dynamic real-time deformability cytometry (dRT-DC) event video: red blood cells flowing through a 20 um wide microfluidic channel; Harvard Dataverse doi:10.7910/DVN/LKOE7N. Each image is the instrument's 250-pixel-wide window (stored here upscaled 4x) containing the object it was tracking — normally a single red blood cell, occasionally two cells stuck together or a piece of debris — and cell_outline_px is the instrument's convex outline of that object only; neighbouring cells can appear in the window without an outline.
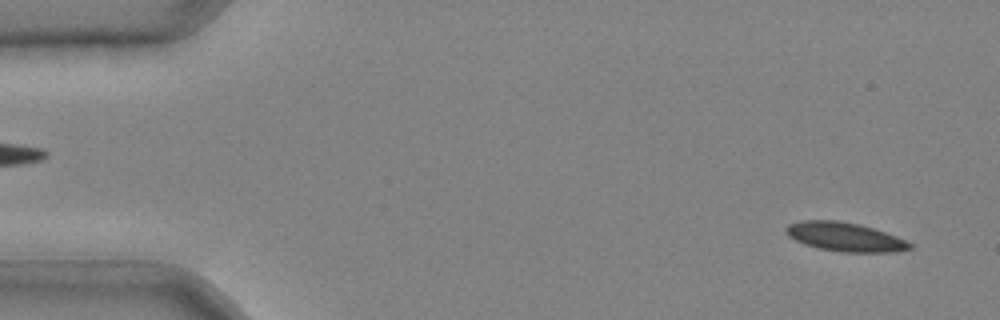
{"species": "common noctule bat (a hibernating species)", "species_latin": "Nyctalus noctula", "temperature_condition": "cold", "stored_images_in_passage": 41, "camera_frame_rate_fps": 3000, "um_per_image_px": 0.085, "animal": {"sex": "male", "body_mass_g": 20.4}, "frame": {"image": 1, "passage_image": 2, "time_ms": 0.333, "image_size_px": [1000, 320], "cell_outline_px": [[912, 248], [896, 252], [840, 252], [820, 248], [804, 244], [788, 236], [784, 228], [788, 224], [800, 220], [840, 220], [860, 224], [896, 236], [912, 244]], "centroid_in_image_um": [71.79, 20.13], "position_along_channel_um": 13.2, "area_um2": 20.87}}
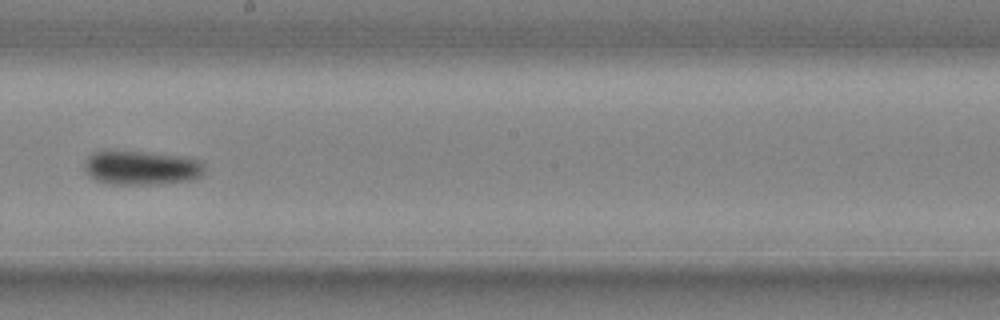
{"frame": {"image": 2, "passage_image": 24, "time_ms": 7.667, "image_size_px": [1000, 320], "cell_outline_px": [[204, 176], [192, 180], [156, 184], [112, 184], [96, 180], [84, 168], [84, 164], [88, 156], [92, 152], [104, 148], [108, 148], [148, 152], [184, 156], [200, 160], [204, 164]], "centroid_in_image_um": [12.02, 14.22], "position_along_channel_um": 236.2, "area_um2": 24.68}}
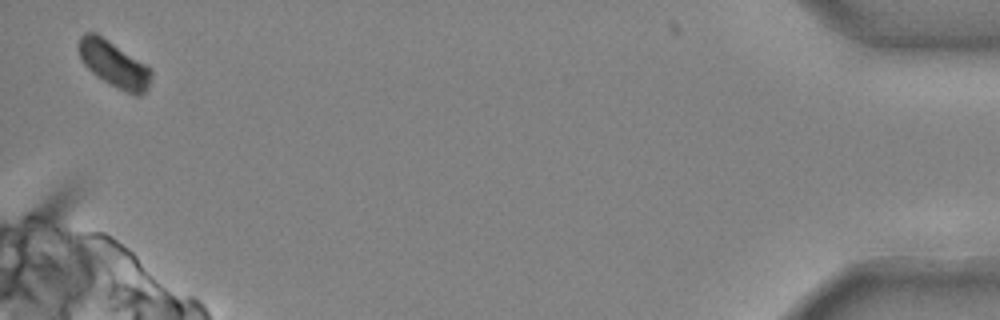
{"frame": {"image": 3, "passage_image": 41, "time_ms": 13.333, "image_size_px": [1000, 320], "cell_outline_px": [[152, 76], [148, 88], [140, 96], [136, 96], [124, 92], [96, 76], [80, 60], [80, 36], [84, 32], [96, 32], [152, 68]], "centroid_in_image_um": [9.72, 5.47], "position_along_channel_um": 425.5, "area_um2": 19.48}}